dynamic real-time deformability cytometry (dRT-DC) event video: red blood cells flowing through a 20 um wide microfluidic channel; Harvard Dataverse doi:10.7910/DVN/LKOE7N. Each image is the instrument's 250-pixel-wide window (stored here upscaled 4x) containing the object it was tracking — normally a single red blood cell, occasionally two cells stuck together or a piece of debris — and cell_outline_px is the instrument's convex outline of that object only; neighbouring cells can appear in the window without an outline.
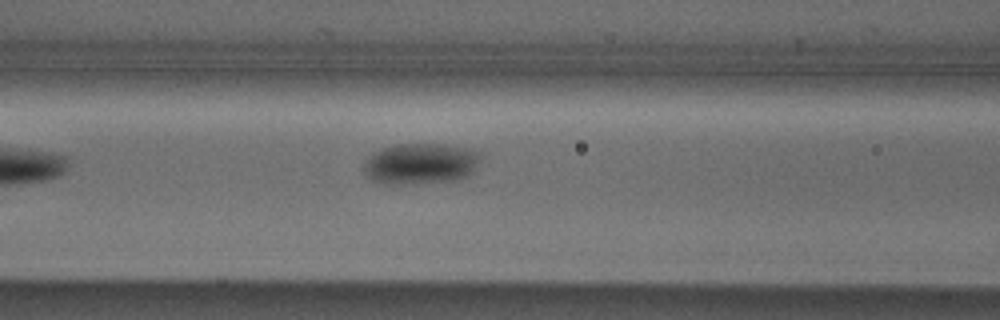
{"species": "Egyptian fruit bat (a non-hibernating species)", "species_latin": "Rousettus aegyptiacus", "temperature_condition": "cold", "stored_images_in_passage": 4, "camera_frame_rate_fps": 3000, "um_per_image_px": 0.085, "animal": {"sex": "male"}, "frame": {"image": 1, "passage_image": 4, "time_ms": 1.0, "image_size_px": [1000, 320], "cell_outline_px": [[484, 156], [472, 172], [468, 176], [452, 180], [404, 184], [388, 184], [372, 180], [364, 172], [364, 164], [376, 152], [384, 148], [396, 144], [444, 144], [468, 148], [480, 152]], "centroid_in_image_um": [35.82, 13.9], "position_along_channel_um": 130.8, "area_um2": 27.69}}